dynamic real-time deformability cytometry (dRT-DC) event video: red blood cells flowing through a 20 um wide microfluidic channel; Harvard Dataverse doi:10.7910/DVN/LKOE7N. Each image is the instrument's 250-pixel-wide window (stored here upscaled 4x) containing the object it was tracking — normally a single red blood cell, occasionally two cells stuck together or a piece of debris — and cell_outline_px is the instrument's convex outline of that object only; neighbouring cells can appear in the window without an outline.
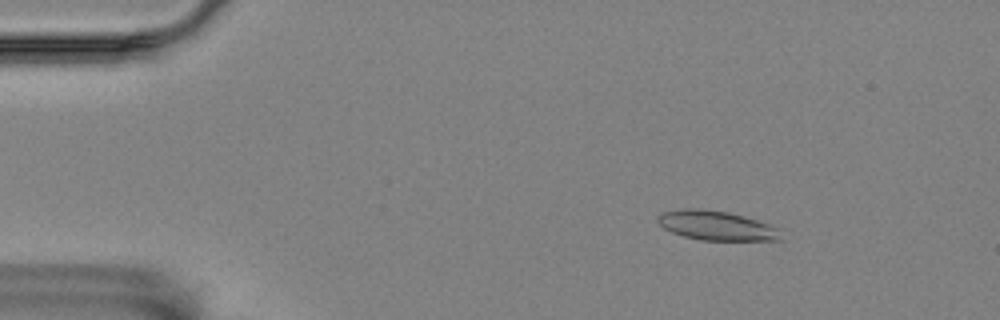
{"species": "Egyptian fruit bat (a non-hibernating species)", "species_latin": "Rousettus aegyptiacus", "temperature_condition": "room temperature", "stored_images_in_passage": 56, "camera_frame_rate_fps": 3000, "um_per_image_px": 0.085, "animal": {"sex": "female"}, "frame": {"image": 1, "passage_image": 7, "time_ms": 2.0, "image_size_px": [1000, 320], "cell_outline_px": [[784, 240], [700, 240], [684, 236], [672, 232], [664, 228], [656, 220], [656, 216], [664, 212], [684, 208], [696, 208], [728, 212], [744, 216], [784, 228]], "centroid_in_image_um": [61.0, 19.18], "position_along_channel_um": 24.0, "area_um2": 21.5}}
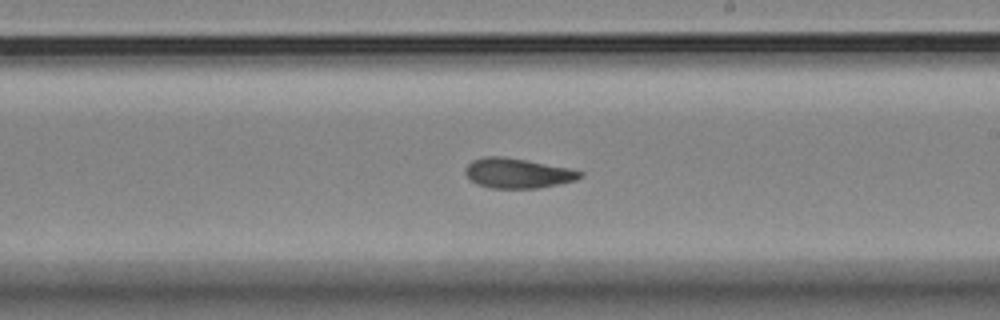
{"frame": {"image": 2, "passage_image": 32, "time_ms": 10.333, "image_size_px": [1000, 320], "cell_outline_px": [[584, 176], [576, 180], [540, 188], [492, 188], [476, 184], [464, 172], [464, 168], [472, 160], [484, 156], [504, 156], [568, 168], [584, 172]], "centroid_in_image_um": [43.99, 14.72], "position_along_channel_um": 245.0, "area_um2": 20.0}}
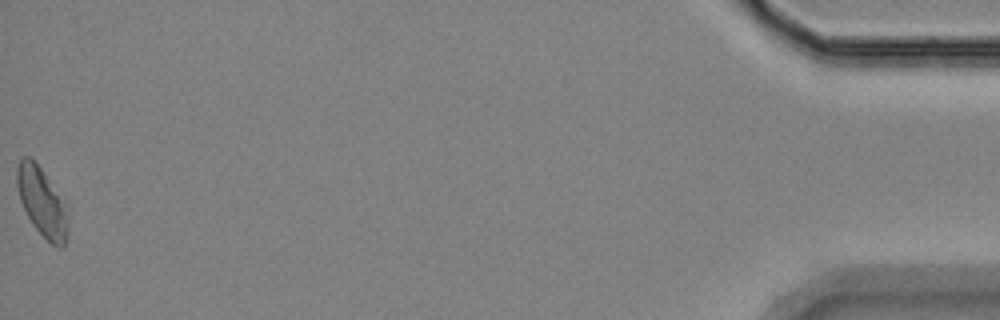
{"frame": {"image": 3, "passage_image": 56, "time_ms": 18.333, "image_size_px": [1000, 320], "cell_outline_px": [[68, 232], [64, 248], [60, 248], [52, 244], [32, 224], [20, 200], [16, 184], [16, 168], [20, 160], [24, 156], [28, 156], [40, 168], [68, 204]], "centroid_in_image_um": [3.61, 17.2], "position_along_channel_um": 431.6, "area_um2": 20.58}, "authors_computed_cell_mechanics": {"area_um2": 20.3456, "velocity_mm_per_s": 3.5076, "shape_relaxation_time_tau1_ms": null, "shape_relaxation_time_tau2_ms": 3.3521, "deformation_change_tau1": null, "deformation_change_tau2": 0.0985}}